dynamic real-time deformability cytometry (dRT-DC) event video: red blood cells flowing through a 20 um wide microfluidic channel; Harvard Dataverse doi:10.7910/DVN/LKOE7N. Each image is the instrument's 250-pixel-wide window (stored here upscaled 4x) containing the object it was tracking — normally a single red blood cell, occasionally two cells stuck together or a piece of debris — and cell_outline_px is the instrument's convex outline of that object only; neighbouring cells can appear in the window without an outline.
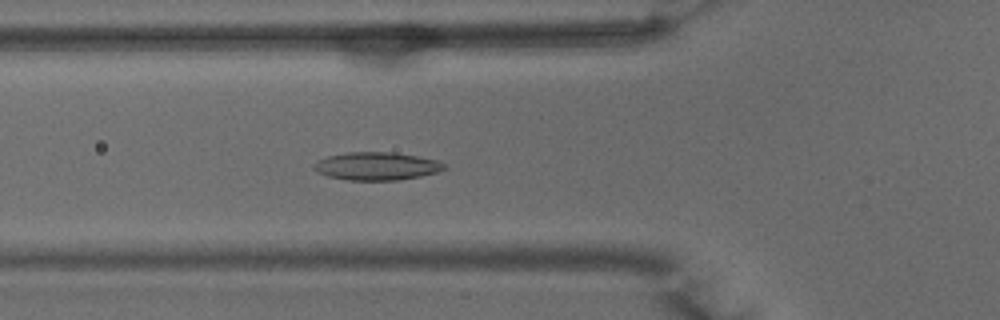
{"species": "common noctule bat (a hibernating species)", "species_latin": "Nyctalus noctula", "temperature_condition": "warm", "stored_images_in_passage": 50, "camera_frame_rate_fps": 3000, "um_per_image_px": 0.085, "animal": {"sex": "male", "body_mass_g": 15.6}, "frame": {"image": 1, "passage_image": 17, "time_ms": 5.333, "image_size_px": [1000, 320], "cell_outline_px": [[448, 168], [436, 172], [420, 176], [400, 180], [348, 180], [328, 176], [312, 168], [312, 164], [328, 156], [348, 152], [392, 152], [416, 156], [436, 160], [444, 164]], "centroid_in_image_um": [32.02, 14.12], "position_along_channel_um": 93.8, "area_um2": 21.04}}
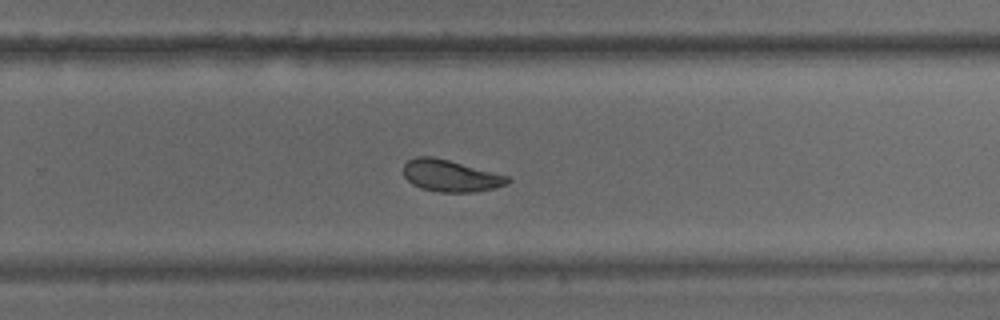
{"frame": {"image": 2, "passage_image": 32, "time_ms": 10.333, "image_size_px": [1000, 320], "cell_outline_px": [[512, 180], [508, 184], [496, 188], [472, 192], [440, 192], [420, 188], [412, 184], [404, 176], [404, 164], [408, 160], [416, 156], [432, 156], [448, 160], [508, 176]], "centroid_in_image_um": [38.3, 14.95], "position_along_channel_um": 291.5, "area_um2": 19.25}}
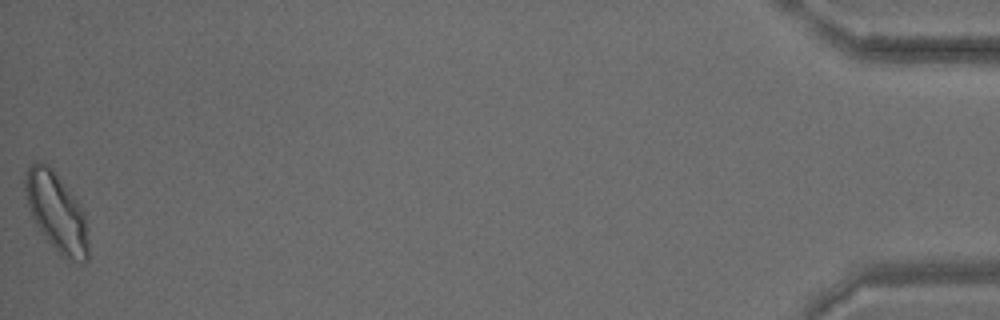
{"frame": {"image": 3, "passage_image": 50, "time_ms": 16.333, "image_size_px": [1000, 320], "cell_outline_px": [[88, 260], [84, 264], [80, 264], [68, 260], [60, 256], [44, 236], [36, 224], [28, 204], [24, 188], [24, 172], [28, 164], [40, 160], [48, 164], [52, 168], [68, 188], [80, 204], [84, 212], [88, 240]], "centroid_in_image_um": [4.81, 18.03], "position_along_channel_um": 430.4, "area_um2": 29.42}, "authors_computed_cell_mechanics": {"area_um2": 21.1837, "velocity_mm_per_s": 3.9527, "shape_relaxation_time_tau1_ms": 7.1201, "shape_relaxation_time_tau2_ms": 2.4811, "deformation_change_tau1": 0.1678, "deformation_change_tau2": 0.0842}}